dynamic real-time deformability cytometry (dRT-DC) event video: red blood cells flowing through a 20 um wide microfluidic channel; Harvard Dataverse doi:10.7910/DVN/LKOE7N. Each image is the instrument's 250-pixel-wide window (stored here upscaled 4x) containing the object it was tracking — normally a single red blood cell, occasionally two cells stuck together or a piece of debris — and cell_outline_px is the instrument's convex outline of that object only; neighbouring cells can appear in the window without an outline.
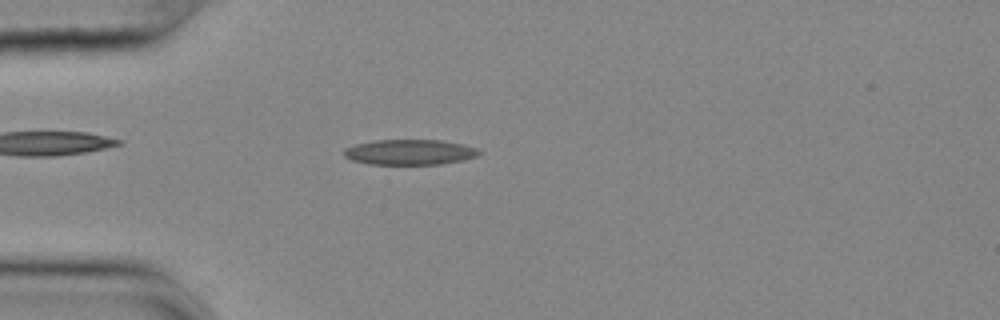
{"species": "common noctule bat (a hibernating species)", "species_latin": "Nyctalus noctula", "temperature_condition": "cold", "stored_images_in_passage": 54, "camera_frame_rate_fps": 3000, "um_per_image_px": 0.085, "animal": {"sex": "female", "body_mass_g": 25.1}, "frame": {"image": 1, "passage_image": 14, "time_ms": 4.333, "image_size_px": [1000, 320], "cell_outline_px": [[484, 152], [476, 156], [464, 160], [440, 164], [368, 164], [352, 160], [344, 156], [344, 148], [356, 144], [376, 140], [440, 140], [464, 144], [476, 148]], "centroid_in_image_um": [34.85, 12.93], "position_along_channel_um": 50.2, "area_um2": 20.0}}
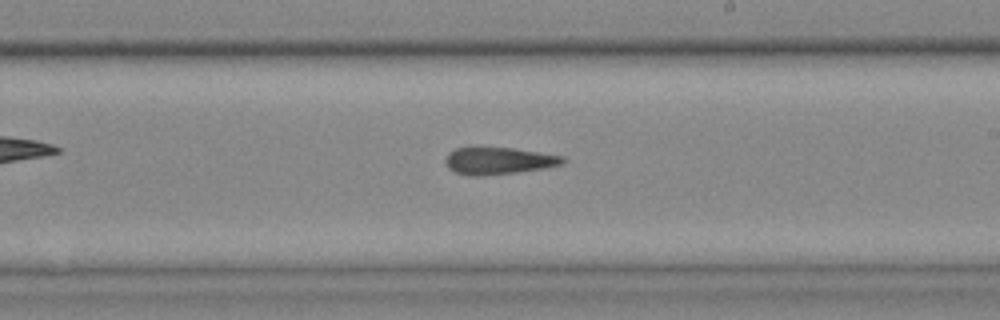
{"frame": {"image": 2, "passage_image": 31, "time_ms": 10.0, "image_size_px": [1000, 320], "cell_outline_px": [[568, 160], [564, 164], [544, 168], [516, 172], [484, 176], [468, 176], [456, 172], [448, 168], [444, 160], [448, 152], [456, 148], [472, 144], [476, 144], [512, 148], [564, 156]], "centroid_in_image_um": [42.32, 13.62], "position_along_channel_um": 246.7, "area_um2": 19.42}}
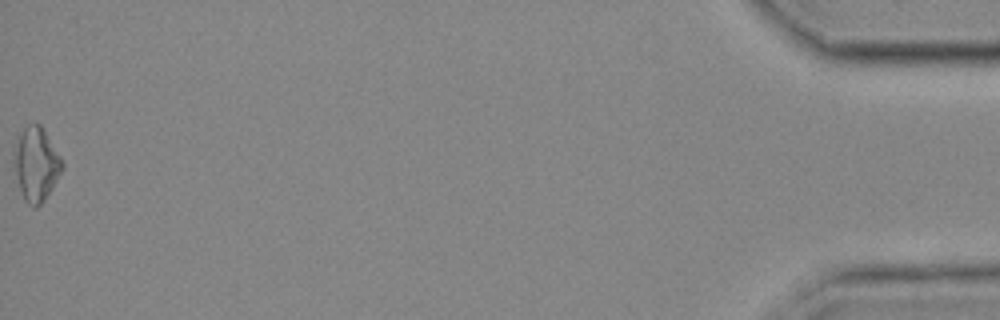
{"frame": {"image": 3, "passage_image": 54, "time_ms": 17.667, "image_size_px": [1000, 320], "cell_outline_px": [[64, 168], [52, 188], [44, 200], [36, 208], [32, 208], [24, 200], [20, 188], [16, 172], [12, 152], [24, 128], [36, 124], [40, 124], [60, 156], [64, 164]], "centroid_in_image_um": [3.09, 14.0], "position_along_channel_um": 432.1, "area_um2": 20.23}, "authors_computed_cell_mechanics": {"area_um2": 19.2474, "velocity_mm_per_s": 3.6843, "shape_relaxation_time_tau1_ms": null, "shape_relaxation_time_tau2_ms": 5.1846, "deformation_change_tau1": null, "deformation_change_tau2": 0.1579}}